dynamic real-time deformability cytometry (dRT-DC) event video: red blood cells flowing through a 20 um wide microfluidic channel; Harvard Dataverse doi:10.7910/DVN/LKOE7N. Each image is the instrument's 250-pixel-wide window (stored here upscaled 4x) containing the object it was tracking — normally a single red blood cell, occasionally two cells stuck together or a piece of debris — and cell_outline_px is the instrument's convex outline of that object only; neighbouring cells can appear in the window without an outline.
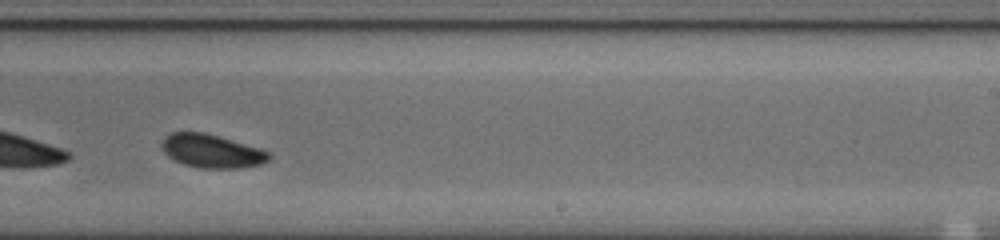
{"species": "common noctule bat (a hibernating species)", "species_latin": "Nyctalus noctula", "temperature_condition": "cold", "stored_images_in_passage": 32, "camera_frame_rate_fps": 3000, "um_per_image_px": 0.085, "animal": {"sex": "male", "body_mass_g": 20.0, "forearm_length_mm": 53.3}, "frame": {"image": 1, "passage_image": 23, "time_ms": 7.333, "image_size_px": [1000, 240], "cell_outline_px": [[272, 156], [268, 160], [260, 164], [240, 168], [200, 168], [184, 164], [168, 156], [160, 148], [160, 144], [164, 136], [172, 132], [204, 132], [220, 136], [260, 148], [272, 152]], "centroid_in_image_um": [17.99, 12.83], "position_along_channel_um": 271.0, "area_um2": 21.1}, "authors_computed_cell_mechanics": {"area_um2": 21.6461, "velocity_mm_per_s": 3.7671, "shape_relaxation_time_tau1_ms": 1.8915, "shape_relaxation_time_tau2_ms": null, "deformation_change_tau1": 0.0853, "deformation_change_tau2": null}}